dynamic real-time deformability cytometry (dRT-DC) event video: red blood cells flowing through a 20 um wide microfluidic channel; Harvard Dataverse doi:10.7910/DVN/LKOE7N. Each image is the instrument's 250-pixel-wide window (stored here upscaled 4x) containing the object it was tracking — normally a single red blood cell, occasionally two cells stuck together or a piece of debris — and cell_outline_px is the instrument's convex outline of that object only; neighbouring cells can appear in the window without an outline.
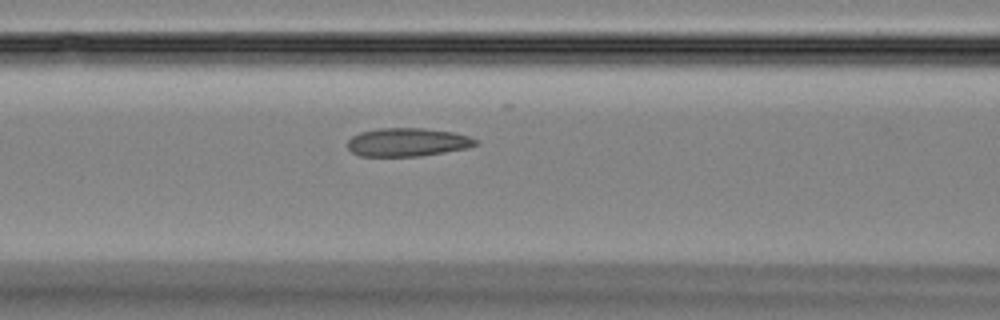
{"species": "Egyptian fruit bat (a non-hibernating species)", "species_latin": "Rousettus aegyptiacus", "temperature_condition": "room temperature", "stored_images_in_passage": 41, "camera_frame_rate_fps": 3000, "um_per_image_px": 0.085, "animal": {"sex": "female"}, "frame": {"image": 1, "passage_image": 15, "time_ms": 4.667, "image_size_px": [1000, 320], "cell_outline_px": [[480, 144], [468, 148], [420, 156], [360, 156], [352, 152], [348, 148], [348, 140], [352, 136], [360, 132], [380, 128], [424, 128], [452, 132], [468, 136], [476, 140]], "centroid_in_image_um": [34.63, 12.09], "position_along_channel_um": 132.0, "area_um2": 21.15}}
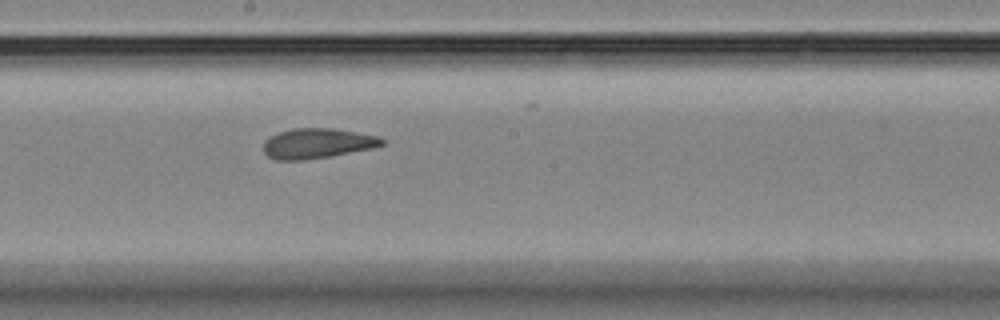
{"frame": {"image": 2, "passage_image": 22, "time_ms": 7.0, "image_size_px": [1000, 320], "cell_outline_px": [[384, 144], [372, 148], [328, 156], [304, 160], [276, 160], [268, 156], [264, 152], [264, 140], [268, 136], [292, 128], [332, 128], [380, 136], [384, 140]], "centroid_in_image_um": [26.94, 12.18], "position_along_channel_um": 221.3, "area_um2": 20.69}}
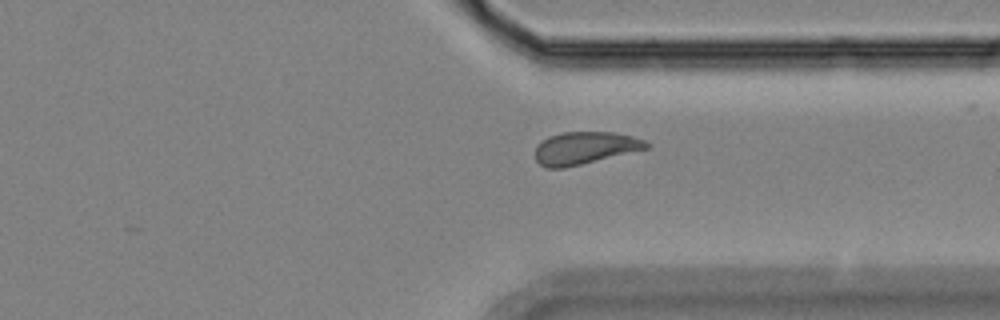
{"frame": {"image": 3, "passage_image": 33, "time_ms": 10.667, "image_size_px": [1000, 320], "cell_outline_px": [[652, 144], [648, 148], [564, 168], [544, 168], [536, 160], [536, 144], [548, 136], [564, 132], [612, 132], [632, 136], [644, 140]], "centroid_in_image_um": [49.69, 12.57], "position_along_channel_um": 361.7, "area_um2": 20.92}, "authors_computed_cell_mechanics": {"area_um2": 21.2704, "velocity_mm_per_s": 3.8287, "shape_relaxation_time_tau1_ms": 6.1927, "shape_relaxation_time_tau2_ms": 2.6199, "deformation_change_tau1": 0.1274, "deformation_change_tau2": 0.0799}}